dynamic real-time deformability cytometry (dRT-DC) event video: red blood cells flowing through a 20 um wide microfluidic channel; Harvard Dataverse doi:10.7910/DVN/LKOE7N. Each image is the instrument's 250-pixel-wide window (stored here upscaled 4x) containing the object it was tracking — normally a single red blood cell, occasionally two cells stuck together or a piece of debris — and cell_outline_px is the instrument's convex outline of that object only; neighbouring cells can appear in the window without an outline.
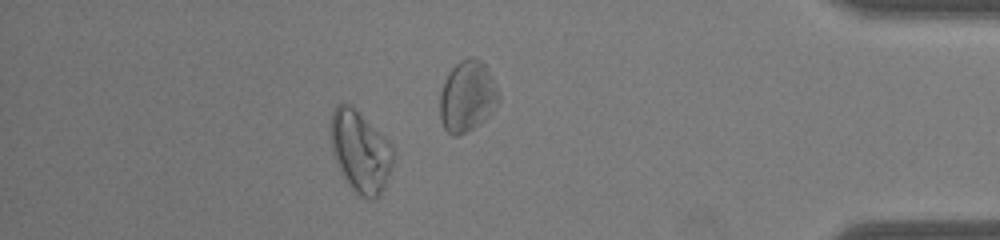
{"species": "common noctule bat (a hibernating species)", "species_latin": "Nyctalus noctula", "temperature_condition": "warm", "stored_images_in_passage": 37, "camera_frame_rate_fps": 3000, "um_per_image_px": 0.085, "animal": {"sex": "male", "body_mass_g": 19.0, "forearm_length_mm": 50.8}, "frame": {"image": 1, "passage_image": 32, "time_ms": 10.333, "image_size_px": [1000, 240], "cell_outline_px": [[396, 152], [384, 188], [380, 196], [364, 196], [356, 192], [348, 184], [340, 172], [332, 152], [328, 132], [332, 112], [336, 104], [348, 104], [384, 136], [392, 144]], "centroid_in_image_um": [30.6, 12.86], "position_along_channel_um": 404.6, "area_um2": 29.54}}